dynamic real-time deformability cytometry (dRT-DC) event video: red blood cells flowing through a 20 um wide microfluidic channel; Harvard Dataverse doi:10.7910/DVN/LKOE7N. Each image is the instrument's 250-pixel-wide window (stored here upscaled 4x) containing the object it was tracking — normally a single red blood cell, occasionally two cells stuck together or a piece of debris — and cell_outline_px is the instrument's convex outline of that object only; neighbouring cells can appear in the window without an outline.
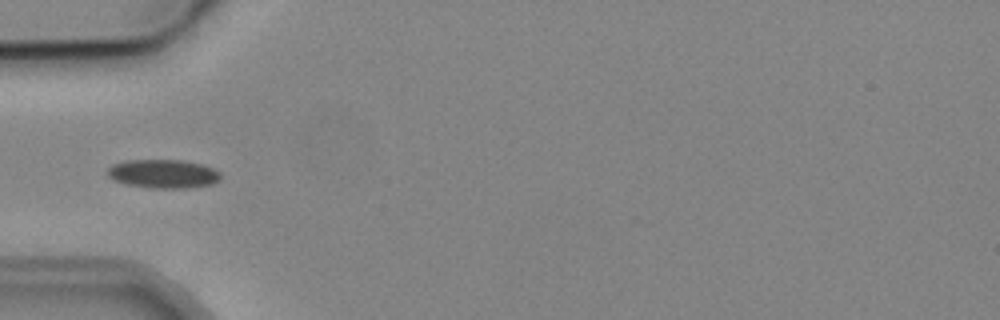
{"species": "common noctule bat (a hibernating species)", "species_latin": "Nyctalus noctula", "temperature_condition": "cold", "stored_images_in_passage": 6, "camera_frame_rate_fps": 3000, "um_per_image_px": 0.085, "animal": {"sex": "male", "body_mass_g": 19.2, "forearm_length_mm": 51.8}, "frame": {"image": 1, "passage_image": 6, "time_ms": 5.667, "image_size_px": [1000, 320], "cell_outline_px": [[220, 180], [212, 184], [192, 188], [152, 188], [124, 184], [112, 180], [108, 176], [108, 168], [112, 164], [124, 160], [180, 160], [200, 164], [212, 168], [220, 172]], "centroid_in_image_um": [13.85, 14.78], "position_along_channel_um": 71.2, "area_um2": 19.07}}